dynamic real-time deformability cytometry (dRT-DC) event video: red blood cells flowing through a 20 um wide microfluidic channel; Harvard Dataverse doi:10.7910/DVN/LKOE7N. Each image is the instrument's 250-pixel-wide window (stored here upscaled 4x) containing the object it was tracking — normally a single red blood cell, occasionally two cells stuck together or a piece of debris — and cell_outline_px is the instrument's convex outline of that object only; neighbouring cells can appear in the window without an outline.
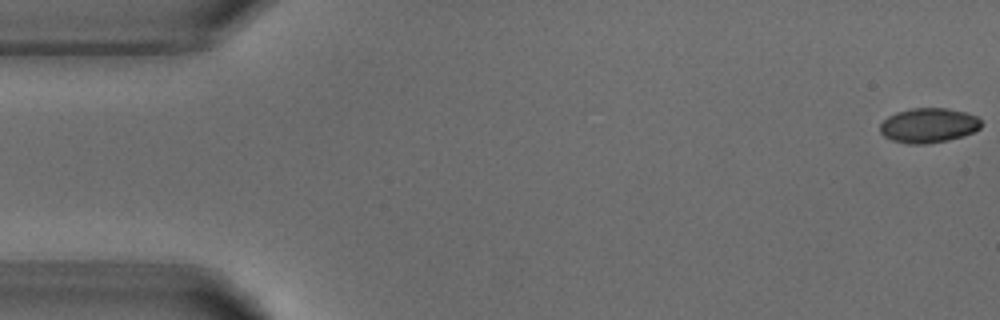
{"species": "common noctule bat (a hibernating species)", "species_latin": "Nyctalus noctula", "temperature_condition": "warm", "stored_images_in_passage": 5, "camera_frame_rate_fps": 3000, "um_per_image_px": 0.085, "animal": {"sex": "male", "body_mass_g": 18.8}, "frame": {"image": 1, "passage_image": 1, "time_ms": 0.0, "image_size_px": [1000, 320], "cell_outline_px": [[980, 128], [964, 136], [948, 140], [928, 144], [908, 144], [892, 140], [884, 136], [880, 132], [880, 124], [888, 116], [896, 112], [912, 108], [948, 108], [964, 112], [976, 116], [980, 120]], "centroid_in_image_um": [78.91, 10.66], "position_along_channel_um": 6.1, "area_um2": 20.46}}
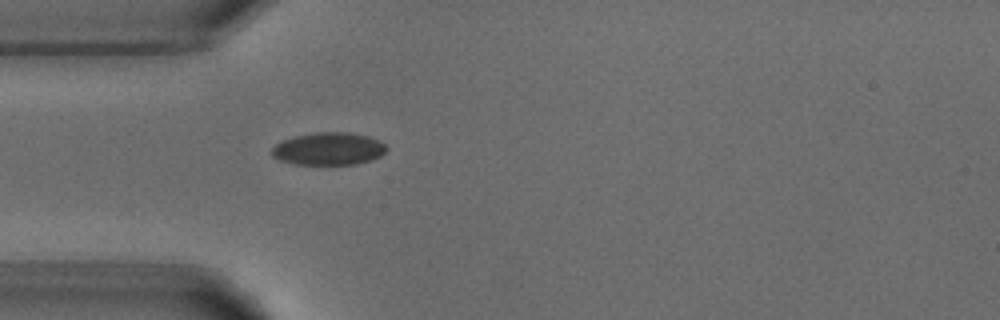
{"frame": {"image": 2, "passage_image": 5, "time_ms": 4.667, "image_size_px": [1000, 320], "cell_outline_px": [[388, 148], [380, 156], [372, 160], [356, 164], [296, 164], [280, 160], [272, 156], [272, 148], [276, 144], [284, 140], [296, 136], [316, 132], [352, 132], [368, 136], [380, 140]], "centroid_in_image_um": [27.97, 12.64], "position_along_channel_um": 57.0, "area_um2": 21.73}}